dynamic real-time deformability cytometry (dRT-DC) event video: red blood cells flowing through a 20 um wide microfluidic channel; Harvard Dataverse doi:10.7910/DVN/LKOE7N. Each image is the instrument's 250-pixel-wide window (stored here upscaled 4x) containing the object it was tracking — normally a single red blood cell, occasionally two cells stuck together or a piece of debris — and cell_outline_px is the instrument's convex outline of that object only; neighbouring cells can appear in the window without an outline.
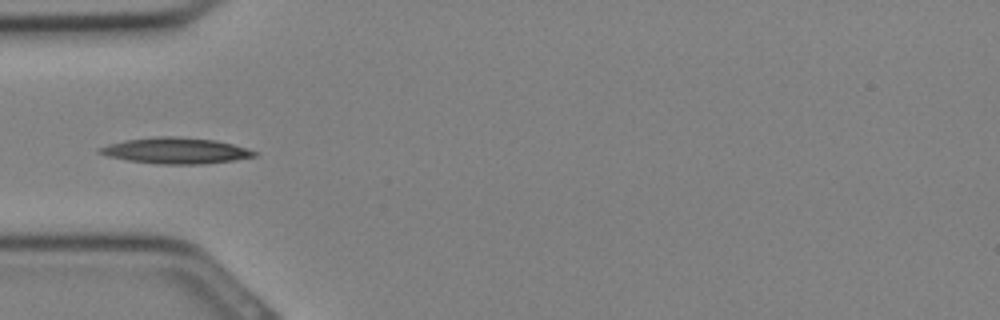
{"species": "Egyptian fruit bat (a non-hibernating species)", "species_latin": "Rousettus aegyptiacus", "temperature_condition": "cold", "stored_images_in_passage": 12, "camera_frame_rate_fps": 3000, "um_per_image_px": 0.085, "animal": {"sex": "female"}, "frame": {"image": 1, "passage_image": 1, "time_ms": 0.0, "image_size_px": [1000, 320], "cell_outline_px": [[260, 152], [256, 156], [232, 160], [204, 164], [160, 164], [128, 160], [108, 156], [96, 152], [100, 148], [108, 144], [124, 140], [156, 136], [176, 136], [216, 140], [248, 148]], "centroid_in_image_um": [14.96, 12.8], "position_along_channel_um": 70.0, "area_um2": 23.47}}
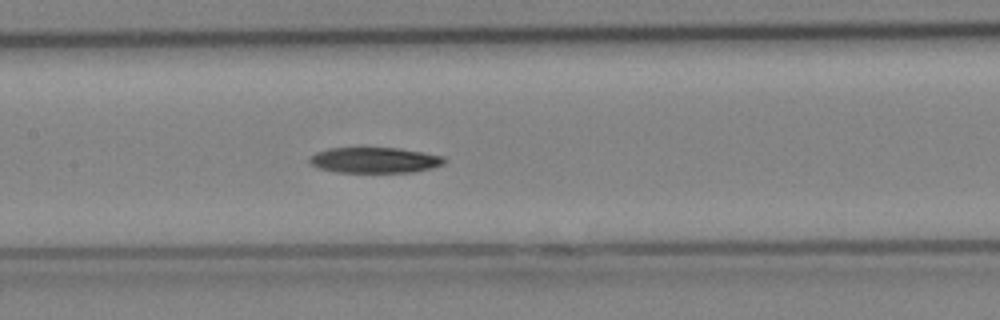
{"frame": {"image": 2, "passage_image": 6, "time_ms": 1.667, "image_size_px": [1000, 320], "cell_outline_px": [[448, 160], [444, 164], [432, 168], [412, 172], [336, 172], [320, 168], [312, 164], [308, 160], [316, 152], [328, 148], [400, 148], [424, 152], [444, 156]], "centroid_in_image_um": [31.91, 13.61], "position_along_channel_um": 175.5, "area_um2": 20.17}}
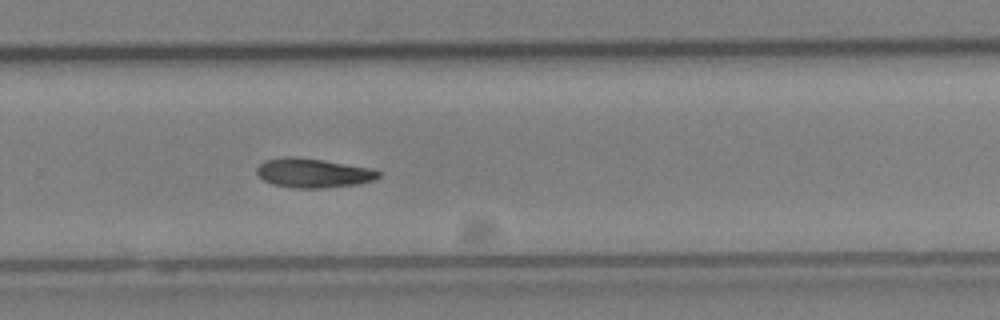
{"frame": {"image": 3, "passage_image": 12, "time_ms": 3.667, "image_size_px": [1000, 320], "cell_outline_px": [[380, 176], [372, 180], [356, 184], [320, 188], [296, 188], [272, 184], [264, 180], [256, 172], [256, 168], [264, 160], [284, 156], [292, 156], [324, 160], [372, 168], [380, 172]], "centroid_in_image_um": [26.59, 14.69], "position_along_channel_um": 303.2, "area_um2": 20.69}}